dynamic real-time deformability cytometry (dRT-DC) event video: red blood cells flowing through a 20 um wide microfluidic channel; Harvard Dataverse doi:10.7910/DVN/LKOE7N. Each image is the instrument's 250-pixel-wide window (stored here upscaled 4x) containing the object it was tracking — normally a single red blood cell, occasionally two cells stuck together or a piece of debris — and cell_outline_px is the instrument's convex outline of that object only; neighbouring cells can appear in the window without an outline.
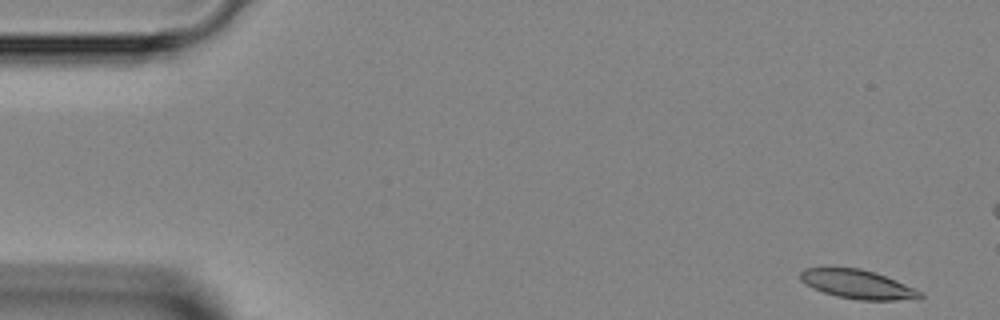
{"species": "Egyptian fruit bat (a non-hibernating species)", "species_latin": "Rousettus aegyptiacus", "temperature_condition": "room temperature", "stored_images_in_passage": 13, "camera_frame_rate_fps": 3000, "um_per_image_px": 0.085, "animal": {"sex": "female"}, "frame": {"image": 1, "passage_image": 1, "time_ms": 0.0, "image_size_px": [1000, 320], "cell_outline_px": [[924, 296], [920, 300], [860, 300], [836, 296], [812, 288], [800, 280], [800, 272], [804, 268], [860, 268], [896, 280], [916, 288], [924, 292]], "centroid_in_image_um": [72.97, 24.19], "position_along_channel_um": 12.0, "area_um2": 20.29}}
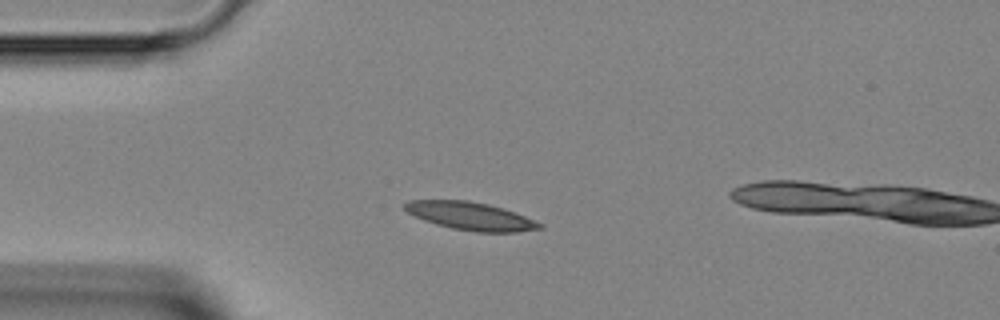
{"frame": {"image": 2, "passage_image": 10, "time_ms": 3.0, "image_size_px": [1000, 320], "cell_outline_px": [[544, 228], [516, 232], [476, 232], [452, 228], [436, 224], [424, 220], [408, 212], [404, 208], [404, 204], [412, 200], [468, 200], [488, 204], [504, 208], [544, 224]], "centroid_in_image_um": [40.04, 18.37], "position_along_channel_um": 45.0, "area_um2": 21.85}}